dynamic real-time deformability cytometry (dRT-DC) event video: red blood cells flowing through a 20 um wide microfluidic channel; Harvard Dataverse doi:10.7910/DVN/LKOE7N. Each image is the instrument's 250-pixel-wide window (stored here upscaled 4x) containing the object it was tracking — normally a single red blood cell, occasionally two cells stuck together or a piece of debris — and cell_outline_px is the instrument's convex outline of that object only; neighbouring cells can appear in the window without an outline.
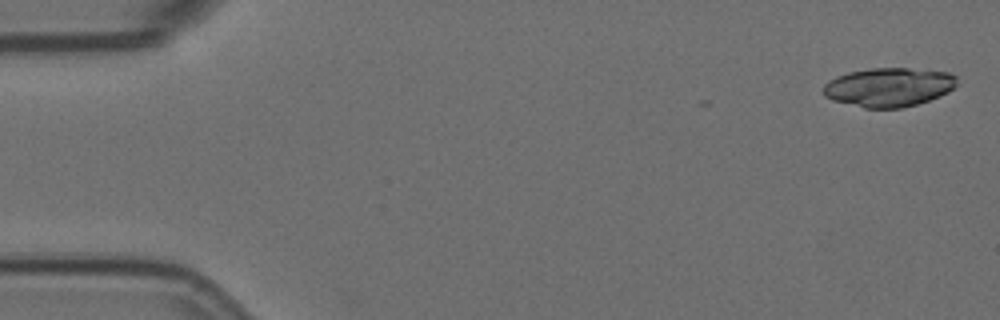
{"species": "Egyptian fruit bat (a non-hibernating species)", "species_latin": "Rousettus aegyptiacus", "temperature_condition": "room temperature", "stored_images_in_passage": 4, "camera_frame_rate_fps": 3000, "um_per_image_px": 0.085, "animal": {"sex": "female"}, "frame": {"image": 1, "passage_image": 1, "time_ms": 0.0, "image_size_px": [1000, 320], "cell_outline_px": [[956, 84], [948, 92], [940, 96], [916, 104], [900, 108], [864, 108], [832, 100], [824, 96], [824, 84], [828, 80], [836, 76], [848, 72], [872, 68], [908, 68], [948, 72], [956, 76]], "centroid_in_image_um": [75.52, 7.4], "position_along_channel_um": 9.5, "area_um2": 30.29}}